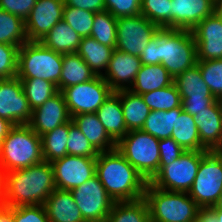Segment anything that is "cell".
Wrapping results in <instances>:
<instances>
[{
	"instance_id": "1",
	"label": "cell",
	"mask_w": 222,
	"mask_h": 222,
	"mask_svg": "<svg viewBox=\"0 0 222 222\" xmlns=\"http://www.w3.org/2000/svg\"><path fill=\"white\" fill-rule=\"evenodd\" d=\"M56 189L51 162L9 171L1 176V203L10 207L44 205Z\"/></svg>"
},
{
	"instance_id": "2",
	"label": "cell",
	"mask_w": 222,
	"mask_h": 222,
	"mask_svg": "<svg viewBox=\"0 0 222 222\" xmlns=\"http://www.w3.org/2000/svg\"><path fill=\"white\" fill-rule=\"evenodd\" d=\"M96 176L114 202L143 198L148 183L117 149L98 153Z\"/></svg>"
},
{
	"instance_id": "3",
	"label": "cell",
	"mask_w": 222,
	"mask_h": 222,
	"mask_svg": "<svg viewBox=\"0 0 222 222\" xmlns=\"http://www.w3.org/2000/svg\"><path fill=\"white\" fill-rule=\"evenodd\" d=\"M42 140L27 124L15 125L0 149V175L43 162Z\"/></svg>"
},
{
	"instance_id": "4",
	"label": "cell",
	"mask_w": 222,
	"mask_h": 222,
	"mask_svg": "<svg viewBox=\"0 0 222 222\" xmlns=\"http://www.w3.org/2000/svg\"><path fill=\"white\" fill-rule=\"evenodd\" d=\"M158 64L175 78L197 64V45L191 30L159 27Z\"/></svg>"
},
{
	"instance_id": "5",
	"label": "cell",
	"mask_w": 222,
	"mask_h": 222,
	"mask_svg": "<svg viewBox=\"0 0 222 222\" xmlns=\"http://www.w3.org/2000/svg\"><path fill=\"white\" fill-rule=\"evenodd\" d=\"M150 222H196L200 207L187 192H170L147 183L143 197Z\"/></svg>"
},
{
	"instance_id": "6",
	"label": "cell",
	"mask_w": 222,
	"mask_h": 222,
	"mask_svg": "<svg viewBox=\"0 0 222 222\" xmlns=\"http://www.w3.org/2000/svg\"><path fill=\"white\" fill-rule=\"evenodd\" d=\"M63 54L48 49L40 41H27L18 49L17 77L40 78L59 84Z\"/></svg>"
},
{
	"instance_id": "7",
	"label": "cell",
	"mask_w": 222,
	"mask_h": 222,
	"mask_svg": "<svg viewBox=\"0 0 222 222\" xmlns=\"http://www.w3.org/2000/svg\"><path fill=\"white\" fill-rule=\"evenodd\" d=\"M116 149L150 182L159 171V139L142 130L129 131L116 143Z\"/></svg>"
},
{
	"instance_id": "8",
	"label": "cell",
	"mask_w": 222,
	"mask_h": 222,
	"mask_svg": "<svg viewBox=\"0 0 222 222\" xmlns=\"http://www.w3.org/2000/svg\"><path fill=\"white\" fill-rule=\"evenodd\" d=\"M222 192V150L207 151L188 195L200 208L213 207Z\"/></svg>"
},
{
	"instance_id": "9",
	"label": "cell",
	"mask_w": 222,
	"mask_h": 222,
	"mask_svg": "<svg viewBox=\"0 0 222 222\" xmlns=\"http://www.w3.org/2000/svg\"><path fill=\"white\" fill-rule=\"evenodd\" d=\"M207 151H185L169 165H159L158 173L150 183L161 190L187 192L197 175L202 156Z\"/></svg>"
},
{
	"instance_id": "10",
	"label": "cell",
	"mask_w": 222,
	"mask_h": 222,
	"mask_svg": "<svg viewBox=\"0 0 222 222\" xmlns=\"http://www.w3.org/2000/svg\"><path fill=\"white\" fill-rule=\"evenodd\" d=\"M113 92L102 76L62 91L70 117L82 113H96Z\"/></svg>"
},
{
	"instance_id": "11",
	"label": "cell",
	"mask_w": 222,
	"mask_h": 222,
	"mask_svg": "<svg viewBox=\"0 0 222 222\" xmlns=\"http://www.w3.org/2000/svg\"><path fill=\"white\" fill-rule=\"evenodd\" d=\"M70 192L85 222H105L115 203L96 175Z\"/></svg>"
},
{
	"instance_id": "12",
	"label": "cell",
	"mask_w": 222,
	"mask_h": 222,
	"mask_svg": "<svg viewBox=\"0 0 222 222\" xmlns=\"http://www.w3.org/2000/svg\"><path fill=\"white\" fill-rule=\"evenodd\" d=\"M159 26L142 14L117 18L116 50L140 56Z\"/></svg>"
},
{
	"instance_id": "13",
	"label": "cell",
	"mask_w": 222,
	"mask_h": 222,
	"mask_svg": "<svg viewBox=\"0 0 222 222\" xmlns=\"http://www.w3.org/2000/svg\"><path fill=\"white\" fill-rule=\"evenodd\" d=\"M57 189L71 191L96 175V158L66 155L51 162Z\"/></svg>"
},
{
	"instance_id": "14",
	"label": "cell",
	"mask_w": 222,
	"mask_h": 222,
	"mask_svg": "<svg viewBox=\"0 0 222 222\" xmlns=\"http://www.w3.org/2000/svg\"><path fill=\"white\" fill-rule=\"evenodd\" d=\"M32 109L28 103L20 79L16 76L0 79V117L14 125L30 122Z\"/></svg>"
},
{
	"instance_id": "15",
	"label": "cell",
	"mask_w": 222,
	"mask_h": 222,
	"mask_svg": "<svg viewBox=\"0 0 222 222\" xmlns=\"http://www.w3.org/2000/svg\"><path fill=\"white\" fill-rule=\"evenodd\" d=\"M64 0H37L25 19L28 41H40L62 20Z\"/></svg>"
},
{
	"instance_id": "16",
	"label": "cell",
	"mask_w": 222,
	"mask_h": 222,
	"mask_svg": "<svg viewBox=\"0 0 222 222\" xmlns=\"http://www.w3.org/2000/svg\"><path fill=\"white\" fill-rule=\"evenodd\" d=\"M197 45V61L222 59V19L215 11L193 30Z\"/></svg>"
},
{
	"instance_id": "17",
	"label": "cell",
	"mask_w": 222,
	"mask_h": 222,
	"mask_svg": "<svg viewBox=\"0 0 222 222\" xmlns=\"http://www.w3.org/2000/svg\"><path fill=\"white\" fill-rule=\"evenodd\" d=\"M70 119L64 95L59 91L43 105L32 110V116L27 125L41 137Z\"/></svg>"
},
{
	"instance_id": "18",
	"label": "cell",
	"mask_w": 222,
	"mask_h": 222,
	"mask_svg": "<svg viewBox=\"0 0 222 222\" xmlns=\"http://www.w3.org/2000/svg\"><path fill=\"white\" fill-rule=\"evenodd\" d=\"M142 66L139 56L114 50L107 70L102 76L111 89L129 90Z\"/></svg>"
},
{
	"instance_id": "19",
	"label": "cell",
	"mask_w": 222,
	"mask_h": 222,
	"mask_svg": "<svg viewBox=\"0 0 222 222\" xmlns=\"http://www.w3.org/2000/svg\"><path fill=\"white\" fill-rule=\"evenodd\" d=\"M171 28L193 30L216 11L213 0H171Z\"/></svg>"
},
{
	"instance_id": "20",
	"label": "cell",
	"mask_w": 222,
	"mask_h": 222,
	"mask_svg": "<svg viewBox=\"0 0 222 222\" xmlns=\"http://www.w3.org/2000/svg\"><path fill=\"white\" fill-rule=\"evenodd\" d=\"M194 118L201 145L208 151L222 150V122L218 99Z\"/></svg>"
},
{
	"instance_id": "21",
	"label": "cell",
	"mask_w": 222,
	"mask_h": 222,
	"mask_svg": "<svg viewBox=\"0 0 222 222\" xmlns=\"http://www.w3.org/2000/svg\"><path fill=\"white\" fill-rule=\"evenodd\" d=\"M49 222H85L72 193L55 189L45 201Z\"/></svg>"
},
{
	"instance_id": "22",
	"label": "cell",
	"mask_w": 222,
	"mask_h": 222,
	"mask_svg": "<svg viewBox=\"0 0 222 222\" xmlns=\"http://www.w3.org/2000/svg\"><path fill=\"white\" fill-rule=\"evenodd\" d=\"M71 120L98 153L116 149V142L106 132L96 113L78 114Z\"/></svg>"
},
{
	"instance_id": "23",
	"label": "cell",
	"mask_w": 222,
	"mask_h": 222,
	"mask_svg": "<svg viewBox=\"0 0 222 222\" xmlns=\"http://www.w3.org/2000/svg\"><path fill=\"white\" fill-rule=\"evenodd\" d=\"M96 114L106 132L116 143L128 133L120 97L115 92L98 108Z\"/></svg>"
},
{
	"instance_id": "24",
	"label": "cell",
	"mask_w": 222,
	"mask_h": 222,
	"mask_svg": "<svg viewBox=\"0 0 222 222\" xmlns=\"http://www.w3.org/2000/svg\"><path fill=\"white\" fill-rule=\"evenodd\" d=\"M173 81L174 78L162 64H142L129 90L132 93L141 95L170 86L173 84Z\"/></svg>"
},
{
	"instance_id": "25",
	"label": "cell",
	"mask_w": 222,
	"mask_h": 222,
	"mask_svg": "<svg viewBox=\"0 0 222 222\" xmlns=\"http://www.w3.org/2000/svg\"><path fill=\"white\" fill-rule=\"evenodd\" d=\"M115 48L100 44L92 37H83L76 53L97 76H103Z\"/></svg>"
},
{
	"instance_id": "26",
	"label": "cell",
	"mask_w": 222,
	"mask_h": 222,
	"mask_svg": "<svg viewBox=\"0 0 222 222\" xmlns=\"http://www.w3.org/2000/svg\"><path fill=\"white\" fill-rule=\"evenodd\" d=\"M81 37L63 19L59 21L40 42L57 53H76Z\"/></svg>"
},
{
	"instance_id": "27",
	"label": "cell",
	"mask_w": 222,
	"mask_h": 222,
	"mask_svg": "<svg viewBox=\"0 0 222 222\" xmlns=\"http://www.w3.org/2000/svg\"><path fill=\"white\" fill-rule=\"evenodd\" d=\"M121 101L127 131L141 130L151 109L145 104L141 95L130 90L115 92Z\"/></svg>"
},
{
	"instance_id": "28",
	"label": "cell",
	"mask_w": 222,
	"mask_h": 222,
	"mask_svg": "<svg viewBox=\"0 0 222 222\" xmlns=\"http://www.w3.org/2000/svg\"><path fill=\"white\" fill-rule=\"evenodd\" d=\"M96 76L77 53L63 54L62 72L57 88L62 92L67 87L88 82Z\"/></svg>"
},
{
	"instance_id": "29",
	"label": "cell",
	"mask_w": 222,
	"mask_h": 222,
	"mask_svg": "<svg viewBox=\"0 0 222 222\" xmlns=\"http://www.w3.org/2000/svg\"><path fill=\"white\" fill-rule=\"evenodd\" d=\"M171 137L185 151H208L201 145L194 116L186 113H175V123Z\"/></svg>"
},
{
	"instance_id": "30",
	"label": "cell",
	"mask_w": 222,
	"mask_h": 222,
	"mask_svg": "<svg viewBox=\"0 0 222 222\" xmlns=\"http://www.w3.org/2000/svg\"><path fill=\"white\" fill-rule=\"evenodd\" d=\"M73 124L70 119L68 122L58 126L41 136L42 154L44 161L52 162L56 159L63 158L68 155L67 141L69 135V127Z\"/></svg>"
},
{
	"instance_id": "31",
	"label": "cell",
	"mask_w": 222,
	"mask_h": 222,
	"mask_svg": "<svg viewBox=\"0 0 222 222\" xmlns=\"http://www.w3.org/2000/svg\"><path fill=\"white\" fill-rule=\"evenodd\" d=\"M173 83L176 85L181 98H207L208 96H213L197 65L177 75Z\"/></svg>"
},
{
	"instance_id": "32",
	"label": "cell",
	"mask_w": 222,
	"mask_h": 222,
	"mask_svg": "<svg viewBox=\"0 0 222 222\" xmlns=\"http://www.w3.org/2000/svg\"><path fill=\"white\" fill-rule=\"evenodd\" d=\"M105 222H150L146 200L115 202Z\"/></svg>"
},
{
	"instance_id": "33",
	"label": "cell",
	"mask_w": 222,
	"mask_h": 222,
	"mask_svg": "<svg viewBox=\"0 0 222 222\" xmlns=\"http://www.w3.org/2000/svg\"><path fill=\"white\" fill-rule=\"evenodd\" d=\"M182 111L183 107H176L168 111L151 110L141 130L159 140L169 138L174 128L175 113Z\"/></svg>"
},
{
	"instance_id": "34",
	"label": "cell",
	"mask_w": 222,
	"mask_h": 222,
	"mask_svg": "<svg viewBox=\"0 0 222 222\" xmlns=\"http://www.w3.org/2000/svg\"><path fill=\"white\" fill-rule=\"evenodd\" d=\"M27 41L25 21L19 16L0 9V43L20 48Z\"/></svg>"
},
{
	"instance_id": "35",
	"label": "cell",
	"mask_w": 222,
	"mask_h": 222,
	"mask_svg": "<svg viewBox=\"0 0 222 222\" xmlns=\"http://www.w3.org/2000/svg\"><path fill=\"white\" fill-rule=\"evenodd\" d=\"M145 104L154 111H168L176 107H182V99L173 83L170 86L141 94Z\"/></svg>"
},
{
	"instance_id": "36",
	"label": "cell",
	"mask_w": 222,
	"mask_h": 222,
	"mask_svg": "<svg viewBox=\"0 0 222 222\" xmlns=\"http://www.w3.org/2000/svg\"><path fill=\"white\" fill-rule=\"evenodd\" d=\"M20 81L32 110L59 92L57 85L40 78L20 79Z\"/></svg>"
},
{
	"instance_id": "37",
	"label": "cell",
	"mask_w": 222,
	"mask_h": 222,
	"mask_svg": "<svg viewBox=\"0 0 222 222\" xmlns=\"http://www.w3.org/2000/svg\"><path fill=\"white\" fill-rule=\"evenodd\" d=\"M90 37L105 46L116 47L117 18L106 10L95 13Z\"/></svg>"
},
{
	"instance_id": "38",
	"label": "cell",
	"mask_w": 222,
	"mask_h": 222,
	"mask_svg": "<svg viewBox=\"0 0 222 222\" xmlns=\"http://www.w3.org/2000/svg\"><path fill=\"white\" fill-rule=\"evenodd\" d=\"M94 17V12L64 5L62 19L76 31L81 38L90 37Z\"/></svg>"
},
{
	"instance_id": "39",
	"label": "cell",
	"mask_w": 222,
	"mask_h": 222,
	"mask_svg": "<svg viewBox=\"0 0 222 222\" xmlns=\"http://www.w3.org/2000/svg\"><path fill=\"white\" fill-rule=\"evenodd\" d=\"M171 0H141V14L159 27L171 28Z\"/></svg>"
},
{
	"instance_id": "40",
	"label": "cell",
	"mask_w": 222,
	"mask_h": 222,
	"mask_svg": "<svg viewBox=\"0 0 222 222\" xmlns=\"http://www.w3.org/2000/svg\"><path fill=\"white\" fill-rule=\"evenodd\" d=\"M203 80L216 99L222 98V59L197 61Z\"/></svg>"
},
{
	"instance_id": "41",
	"label": "cell",
	"mask_w": 222,
	"mask_h": 222,
	"mask_svg": "<svg viewBox=\"0 0 222 222\" xmlns=\"http://www.w3.org/2000/svg\"><path fill=\"white\" fill-rule=\"evenodd\" d=\"M68 155L96 158L98 152L90 144L84 134L72 124L69 127L67 141Z\"/></svg>"
},
{
	"instance_id": "42",
	"label": "cell",
	"mask_w": 222,
	"mask_h": 222,
	"mask_svg": "<svg viewBox=\"0 0 222 222\" xmlns=\"http://www.w3.org/2000/svg\"><path fill=\"white\" fill-rule=\"evenodd\" d=\"M18 46L0 43V79L17 76Z\"/></svg>"
},
{
	"instance_id": "43",
	"label": "cell",
	"mask_w": 222,
	"mask_h": 222,
	"mask_svg": "<svg viewBox=\"0 0 222 222\" xmlns=\"http://www.w3.org/2000/svg\"><path fill=\"white\" fill-rule=\"evenodd\" d=\"M106 11L115 18L141 14V0H105Z\"/></svg>"
},
{
	"instance_id": "44",
	"label": "cell",
	"mask_w": 222,
	"mask_h": 222,
	"mask_svg": "<svg viewBox=\"0 0 222 222\" xmlns=\"http://www.w3.org/2000/svg\"><path fill=\"white\" fill-rule=\"evenodd\" d=\"M14 222H49L44 205L14 207Z\"/></svg>"
},
{
	"instance_id": "45",
	"label": "cell",
	"mask_w": 222,
	"mask_h": 222,
	"mask_svg": "<svg viewBox=\"0 0 222 222\" xmlns=\"http://www.w3.org/2000/svg\"><path fill=\"white\" fill-rule=\"evenodd\" d=\"M159 150V165H169L185 152V150L172 137L160 139Z\"/></svg>"
},
{
	"instance_id": "46",
	"label": "cell",
	"mask_w": 222,
	"mask_h": 222,
	"mask_svg": "<svg viewBox=\"0 0 222 222\" xmlns=\"http://www.w3.org/2000/svg\"><path fill=\"white\" fill-rule=\"evenodd\" d=\"M36 2L37 0H0V9L19 16L25 21Z\"/></svg>"
},
{
	"instance_id": "47",
	"label": "cell",
	"mask_w": 222,
	"mask_h": 222,
	"mask_svg": "<svg viewBox=\"0 0 222 222\" xmlns=\"http://www.w3.org/2000/svg\"><path fill=\"white\" fill-rule=\"evenodd\" d=\"M182 107L186 113L192 116L198 115L199 112L206 110L217 99L214 96H208L207 98H181Z\"/></svg>"
},
{
	"instance_id": "48",
	"label": "cell",
	"mask_w": 222,
	"mask_h": 222,
	"mask_svg": "<svg viewBox=\"0 0 222 222\" xmlns=\"http://www.w3.org/2000/svg\"><path fill=\"white\" fill-rule=\"evenodd\" d=\"M65 6H72L94 13L105 11V0H64Z\"/></svg>"
},
{
	"instance_id": "49",
	"label": "cell",
	"mask_w": 222,
	"mask_h": 222,
	"mask_svg": "<svg viewBox=\"0 0 222 222\" xmlns=\"http://www.w3.org/2000/svg\"><path fill=\"white\" fill-rule=\"evenodd\" d=\"M143 65H155L158 64V44H157V31L153 38L148 42V45L139 56Z\"/></svg>"
},
{
	"instance_id": "50",
	"label": "cell",
	"mask_w": 222,
	"mask_h": 222,
	"mask_svg": "<svg viewBox=\"0 0 222 222\" xmlns=\"http://www.w3.org/2000/svg\"><path fill=\"white\" fill-rule=\"evenodd\" d=\"M196 222H219L217 215L210 208H200Z\"/></svg>"
},
{
	"instance_id": "51",
	"label": "cell",
	"mask_w": 222,
	"mask_h": 222,
	"mask_svg": "<svg viewBox=\"0 0 222 222\" xmlns=\"http://www.w3.org/2000/svg\"><path fill=\"white\" fill-rule=\"evenodd\" d=\"M0 222H14V207L0 203Z\"/></svg>"
},
{
	"instance_id": "52",
	"label": "cell",
	"mask_w": 222,
	"mask_h": 222,
	"mask_svg": "<svg viewBox=\"0 0 222 222\" xmlns=\"http://www.w3.org/2000/svg\"><path fill=\"white\" fill-rule=\"evenodd\" d=\"M14 126L9 120L0 117V149L3 140Z\"/></svg>"
},
{
	"instance_id": "53",
	"label": "cell",
	"mask_w": 222,
	"mask_h": 222,
	"mask_svg": "<svg viewBox=\"0 0 222 222\" xmlns=\"http://www.w3.org/2000/svg\"><path fill=\"white\" fill-rule=\"evenodd\" d=\"M210 209L217 215V218H222V192L220 193L215 205Z\"/></svg>"
},
{
	"instance_id": "54",
	"label": "cell",
	"mask_w": 222,
	"mask_h": 222,
	"mask_svg": "<svg viewBox=\"0 0 222 222\" xmlns=\"http://www.w3.org/2000/svg\"><path fill=\"white\" fill-rule=\"evenodd\" d=\"M216 12L222 15V0H217L216 2Z\"/></svg>"
},
{
	"instance_id": "55",
	"label": "cell",
	"mask_w": 222,
	"mask_h": 222,
	"mask_svg": "<svg viewBox=\"0 0 222 222\" xmlns=\"http://www.w3.org/2000/svg\"><path fill=\"white\" fill-rule=\"evenodd\" d=\"M218 104L220 107V118H221V122H222V98L218 99Z\"/></svg>"
},
{
	"instance_id": "56",
	"label": "cell",
	"mask_w": 222,
	"mask_h": 222,
	"mask_svg": "<svg viewBox=\"0 0 222 222\" xmlns=\"http://www.w3.org/2000/svg\"><path fill=\"white\" fill-rule=\"evenodd\" d=\"M0 203H1V175H0Z\"/></svg>"
}]
</instances>
